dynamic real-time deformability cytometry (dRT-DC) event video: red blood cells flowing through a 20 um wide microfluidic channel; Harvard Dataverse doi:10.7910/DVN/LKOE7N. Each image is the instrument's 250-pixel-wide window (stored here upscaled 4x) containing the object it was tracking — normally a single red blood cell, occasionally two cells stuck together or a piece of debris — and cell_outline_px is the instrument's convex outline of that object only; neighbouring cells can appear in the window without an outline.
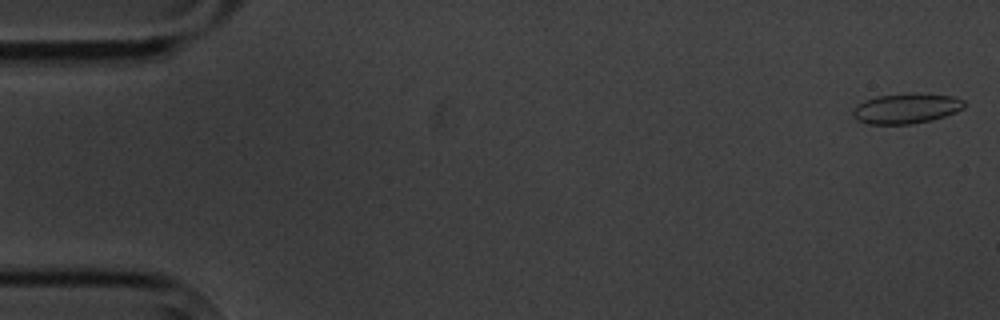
{"species": "common noctule bat (a hibernating species)", "species_latin": "Nyctalus noctula", "temperature_condition": "cold", "stored_images_in_passage": 5, "camera_frame_rate_fps": 3000, "um_per_image_px": 0.085, "animal": {"sex": "male", "body_mass_g": 20.1, "forearm_length_mm": 53.5}, "frame": {"image": 1, "passage_image": 1, "time_ms": 0.0, "image_size_px": [1000, 320], "cell_outline_px": [[964, 108], [956, 112], [932, 120], [912, 124], [868, 124], [856, 120], [852, 112], [864, 100], [876, 96], [912, 92], [952, 96], [964, 100]], "centroid_in_image_um": [77.05, 9.21], "position_along_channel_um": 8.0, "area_um2": 19.65}}